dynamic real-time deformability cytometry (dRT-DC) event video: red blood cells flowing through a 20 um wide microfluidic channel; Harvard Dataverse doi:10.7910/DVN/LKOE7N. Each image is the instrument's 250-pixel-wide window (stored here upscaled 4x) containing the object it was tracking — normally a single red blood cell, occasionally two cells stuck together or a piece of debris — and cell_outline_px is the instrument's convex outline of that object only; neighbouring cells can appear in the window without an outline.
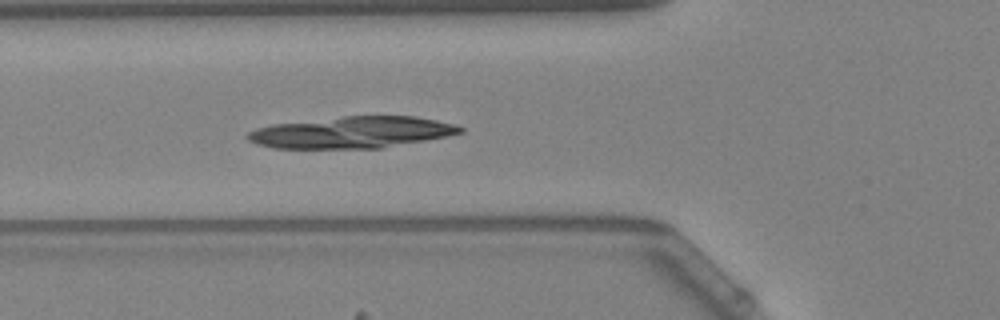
{"species": "Egyptian fruit bat (a non-hibernating species)", "species_latin": "Rousettus aegyptiacus", "temperature_condition": "warm", "stored_images_in_passage": 47, "camera_frame_rate_fps": 3000, "um_per_image_px": 0.085, "animal": {"sex": "female"}, "frame": {"image": 1, "passage_image": 19, "time_ms": 6.0, "image_size_px": [1000, 320], "cell_outline_px": [[464, 132], [424, 140], [380, 148], [272, 148], [256, 144], [248, 140], [244, 136], [248, 132], [256, 128], [272, 124], [344, 116], [416, 116], [436, 120], [452, 124], [464, 128]], "centroid_in_image_um": [29.84, 11.25], "position_along_channel_um": 96.0, "area_um2": 38.84}}
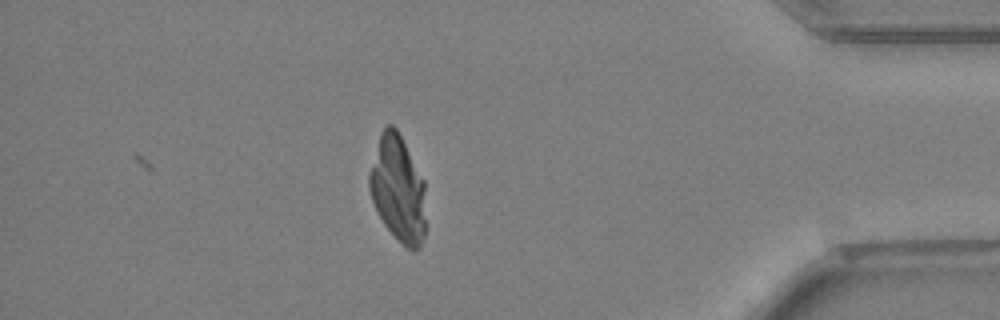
{"frame": {"image": 2, "passage_image": 47, "time_ms": 15.333, "image_size_px": [1000, 320], "cell_outline_px": [[424, 236], [420, 248], [416, 252], [412, 252], [384, 224], [372, 200], [368, 188], [368, 172], [380, 132], [388, 124], [392, 124], [396, 128], [424, 180]], "centroid_in_image_um": [33.8, 16.04], "position_along_channel_um": 401.4, "area_um2": 34.68}}